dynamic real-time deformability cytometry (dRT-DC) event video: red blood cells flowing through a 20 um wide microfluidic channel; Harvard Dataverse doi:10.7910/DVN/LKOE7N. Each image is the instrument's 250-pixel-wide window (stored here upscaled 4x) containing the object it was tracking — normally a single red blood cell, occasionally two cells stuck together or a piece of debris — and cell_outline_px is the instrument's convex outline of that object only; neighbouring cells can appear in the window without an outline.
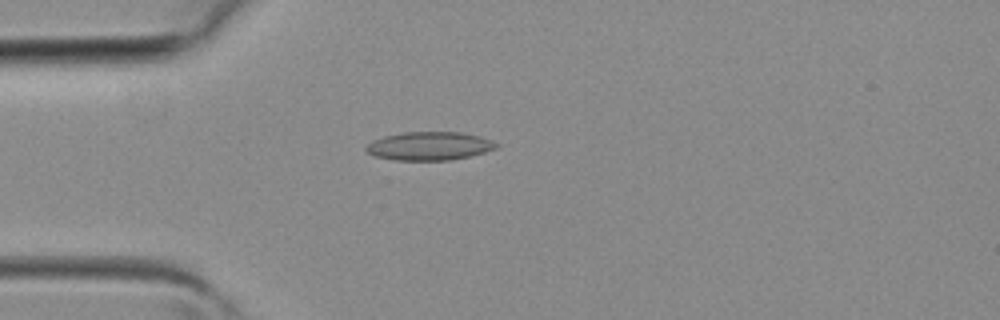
{"species": "common noctule bat (a hibernating species)", "species_latin": "Nyctalus noctula", "temperature_condition": "room temperature", "stored_images_in_passage": 34, "camera_frame_rate_fps": 3000, "um_per_image_px": 0.085, "animal": {"sex": "female", "body_mass_g": 19.3, "forearm_length_mm": 54.1}, "frame": {"image": 1, "passage_image": 5, "time_ms": 1.333, "image_size_px": [1000, 320], "cell_outline_px": [[500, 144], [496, 148], [484, 152], [452, 160], [392, 160], [376, 156], [368, 152], [364, 148], [372, 140], [384, 136], [404, 132], [460, 132], [480, 136], [492, 140]], "centroid_in_image_um": [36.5, 12.41], "position_along_channel_um": 48.5, "area_um2": 21.56}}
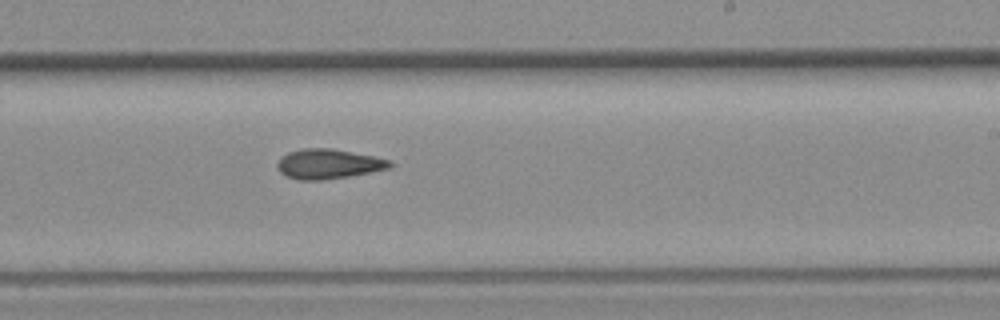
{"frame": {"image": 2, "passage_image": 18, "time_ms": 5.667, "image_size_px": [1000, 320], "cell_outline_px": [[392, 168], [348, 176], [320, 180], [300, 180], [288, 176], [280, 172], [276, 168], [276, 164], [288, 152], [304, 148], [332, 148], [372, 156], [388, 160], [392, 164]], "centroid_in_image_um": [27.9, 13.93], "position_along_channel_um": 261.1, "area_um2": 19.25}}
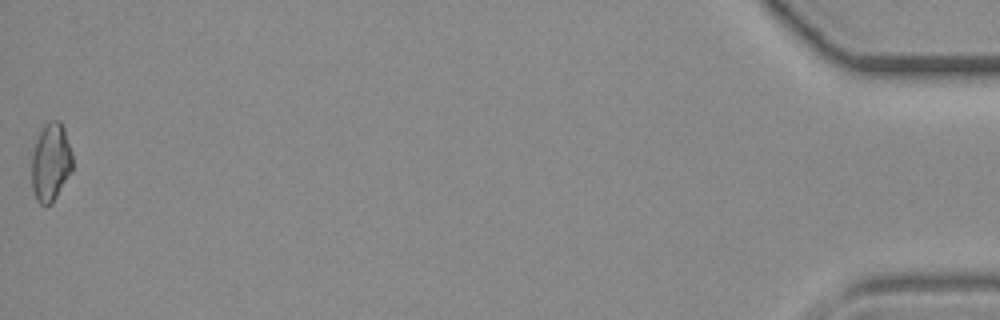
{"frame": {"image": 3, "passage_image": 34, "time_ms": 11.0, "image_size_px": [1000, 320], "cell_outline_px": [[72, 172], [52, 204], [40, 204], [36, 200], [32, 188], [32, 152], [36, 140], [44, 124], [48, 120], [60, 120], [64, 128], [72, 156]], "centroid_in_image_um": [4.31, 13.79], "position_along_channel_um": 430.9, "area_um2": 18.73}}